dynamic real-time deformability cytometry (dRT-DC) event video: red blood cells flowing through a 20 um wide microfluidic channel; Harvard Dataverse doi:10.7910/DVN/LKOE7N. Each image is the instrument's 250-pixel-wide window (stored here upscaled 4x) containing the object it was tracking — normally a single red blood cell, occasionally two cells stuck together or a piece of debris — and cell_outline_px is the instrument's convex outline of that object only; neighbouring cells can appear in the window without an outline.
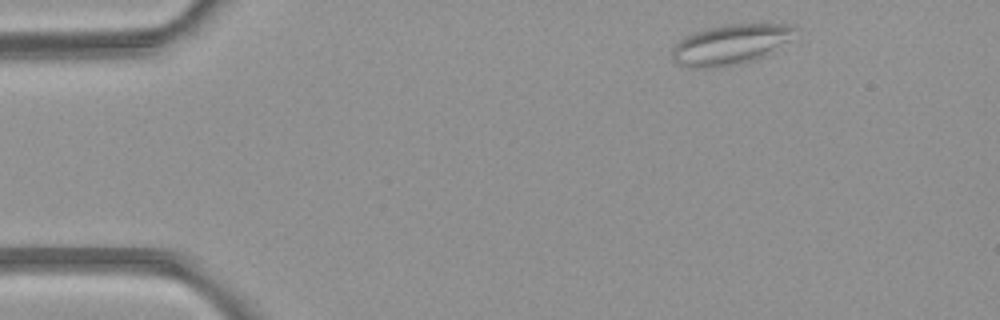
{"species": "common noctule bat (a hibernating species)", "species_latin": "Nyctalus noctula", "temperature_condition": "room temperature", "stored_images_in_passage": 4, "camera_frame_rate_fps": 3000, "um_per_image_px": 0.085, "animal": {"sex": "female", "body_mass_g": 21.9}, "frame": {"image": 1, "passage_image": 1, "time_ms": 0.0, "image_size_px": [1000, 320], "cell_outline_px": [[800, 28], [788, 40], [764, 56], [756, 60], [736, 64], [704, 68], [688, 68], [676, 64], [672, 60], [672, 48], [684, 36], [708, 28], [724, 24], [796, 24]], "centroid_in_image_um": [62.08, 3.77], "position_along_channel_um": 22.9, "area_um2": 28.78}}